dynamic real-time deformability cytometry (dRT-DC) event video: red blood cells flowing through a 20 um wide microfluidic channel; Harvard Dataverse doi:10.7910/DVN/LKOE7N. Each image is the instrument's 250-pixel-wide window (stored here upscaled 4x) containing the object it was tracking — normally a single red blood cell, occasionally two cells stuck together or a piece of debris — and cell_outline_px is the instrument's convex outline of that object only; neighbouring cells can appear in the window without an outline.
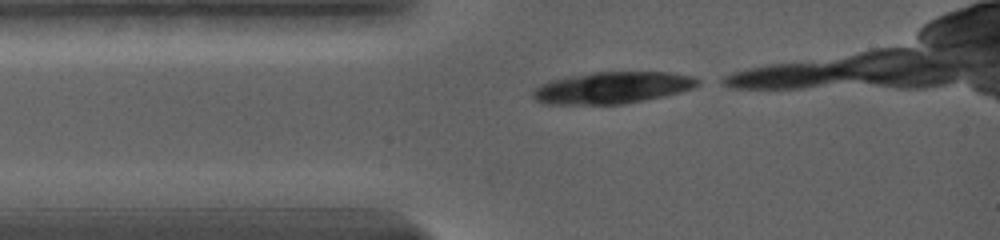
{"species": "common noctule bat (a hibernating species)", "species_latin": "Nyctalus noctula", "temperature_condition": "warm", "stored_images_in_passage": 1, "camera_frame_rate_fps": 5000, "um_per_image_px": 0.085, "animal": {"sex": "female", "body_mass_g": 19.0, "forearm_length_mm": 56.7}, "frame": {"image": 1, "passage_image": 1, "time_ms": 0.0, "image_size_px": [1000, 240], "cell_outline_px": [[704, 80], [700, 84], [692, 88], [680, 92], [664, 96], [624, 104], [544, 104], [536, 100], [532, 96], [532, 92], [540, 84], [552, 80], [568, 76], [596, 72], [672, 72], [696, 76]], "centroid_in_image_um": [52.11, 7.45], "position_along_channel_um": 32.9, "area_um2": 30.69}}